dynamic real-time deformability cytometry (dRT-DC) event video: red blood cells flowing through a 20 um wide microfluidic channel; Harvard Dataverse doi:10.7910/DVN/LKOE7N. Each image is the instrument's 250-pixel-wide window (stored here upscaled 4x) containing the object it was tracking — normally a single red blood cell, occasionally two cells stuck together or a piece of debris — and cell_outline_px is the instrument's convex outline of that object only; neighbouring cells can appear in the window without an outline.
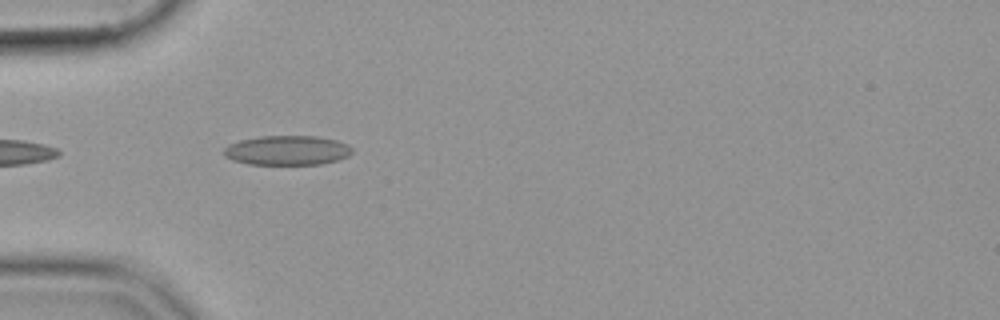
{"species": "common noctule bat (a hibernating species)", "species_latin": "Nyctalus noctula", "temperature_condition": "cold", "stored_images_in_passage": 4, "camera_frame_rate_fps": 3000, "um_per_image_px": 0.085, "animal": {"sex": "female", "body_mass_g": 19.9}, "frame": {"image": 1, "passage_image": 2, "time_ms": 0.333, "image_size_px": [1000, 320], "cell_outline_px": [[352, 152], [348, 156], [336, 160], [320, 164], [248, 164], [232, 160], [224, 156], [224, 148], [228, 144], [240, 140], [260, 136], [316, 136], [336, 140], [348, 144], [352, 148]], "centroid_in_image_um": [24.39, 12.77], "position_along_channel_um": 60.6, "area_um2": 22.08}}